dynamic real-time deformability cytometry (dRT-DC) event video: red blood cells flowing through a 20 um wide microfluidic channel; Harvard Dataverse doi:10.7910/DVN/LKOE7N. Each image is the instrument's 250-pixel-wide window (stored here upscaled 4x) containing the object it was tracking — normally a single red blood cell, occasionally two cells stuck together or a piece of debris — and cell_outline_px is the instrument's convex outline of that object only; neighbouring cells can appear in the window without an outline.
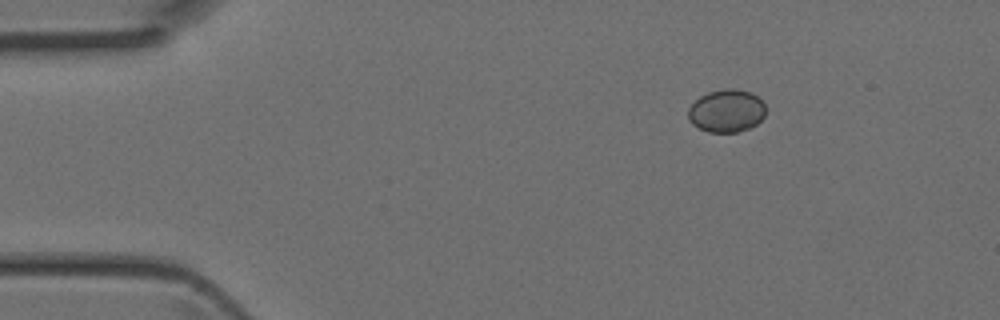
{"species": "Egyptian fruit bat (a non-hibernating species)", "species_latin": "Rousettus aegyptiacus", "temperature_condition": "room temperature", "stored_images_in_passage": 3, "camera_frame_rate_fps": 3000, "um_per_image_px": 0.085, "animal": {"sex": "female"}, "frame": {"image": 1, "passage_image": 1, "time_ms": 0.0, "image_size_px": [1000, 320], "cell_outline_px": [[764, 116], [756, 124], [748, 128], [736, 132], [708, 132], [692, 124], [688, 120], [688, 108], [700, 96], [708, 92], [724, 88], [736, 88], [752, 92], [764, 104]], "centroid_in_image_um": [61.73, 9.41], "position_along_channel_um": 23.3, "area_um2": 19.31}}